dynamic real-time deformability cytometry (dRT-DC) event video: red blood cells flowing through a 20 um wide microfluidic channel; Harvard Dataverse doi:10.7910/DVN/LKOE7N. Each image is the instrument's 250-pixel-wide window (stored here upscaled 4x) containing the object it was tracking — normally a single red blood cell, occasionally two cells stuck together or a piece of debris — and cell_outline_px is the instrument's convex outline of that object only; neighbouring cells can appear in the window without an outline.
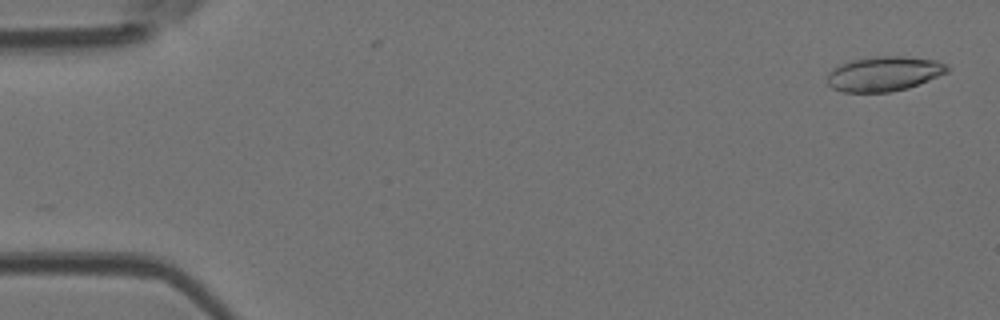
{"species": "Egyptian fruit bat (a non-hibernating species)", "species_latin": "Rousettus aegyptiacus", "temperature_condition": "room temperature", "stored_images_in_passage": 2, "camera_frame_rate_fps": 3000, "um_per_image_px": 0.085, "animal": {"sex": "female"}, "frame": {"image": 1, "passage_image": 2, "time_ms": 0.333, "image_size_px": [1000, 320], "cell_outline_px": [[948, 72], [908, 88], [892, 92], [844, 92], [832, 88], [828, 84], [828, 72], [832, 68], [840, 64], [852, 60], [876, 56], [904, 56], [936, 60], [944, 64], [948, 68]], "centroid_in_image_um": [75.11, 6.27], "position_along_channel_um": 9.9, "area_um2": 24.22}}